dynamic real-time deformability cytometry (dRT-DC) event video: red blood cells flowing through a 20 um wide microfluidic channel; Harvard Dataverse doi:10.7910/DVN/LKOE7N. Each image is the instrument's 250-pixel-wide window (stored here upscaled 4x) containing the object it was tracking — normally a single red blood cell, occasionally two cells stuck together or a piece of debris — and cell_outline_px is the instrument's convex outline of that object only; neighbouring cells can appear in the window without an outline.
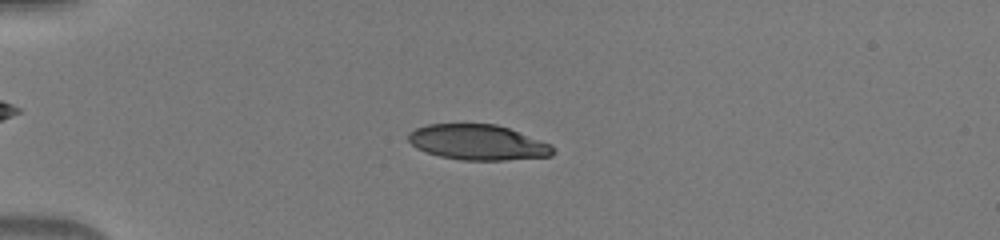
{"species": "human", "species_latin": "Homo sapiens", "temperature_condition": "warm", "stored_images_in_passage": 49, "camera_frame_rate_fps": 3000, "um_per_image_px": 0.085, "donor": {"sex": "male"}, "frame": {"image": 1, "passage_image": 13, "time_ms": 4.0, "image_size_px": [1000, 240], "cell_outline_px": [[556, 152], [552, 156], [504, 160], [460, 160], [440, 156], [416, 148], [408, 140], [408, 132], [416, 128], [428, 124], [496, 124], [508, 128], [552, 144]], "centroid_in_image_um": [40.64, 12.1], "position_along_channel_um": 44.4, "area_um2": 29.82}}
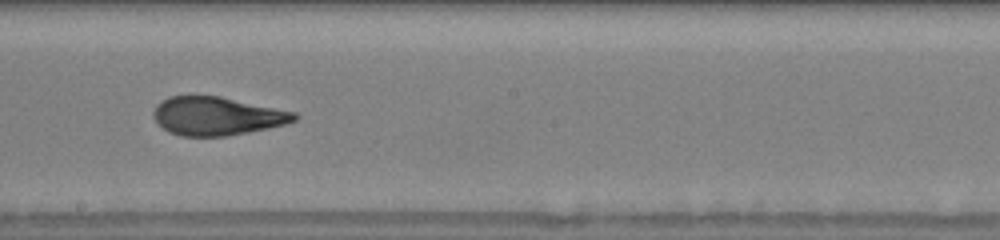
{"frame": {"image": 2, "passage_image": 29, "time_ms": 9.333, "image_size_px": [1000, 240], "cell_outline_px": [[296, 120], [284, 124], [268, 128], [248, 132], [224, 136], [180, 136], [168, 132], [152, 116], [152, 112], [156, 104], [160, 100], [172, 96], [220, 96], [296, 112]], "centroid_in_image_um": [18.4, 9.86], "position_along_channel_um": 229.8, "area_um2": 31.39}}
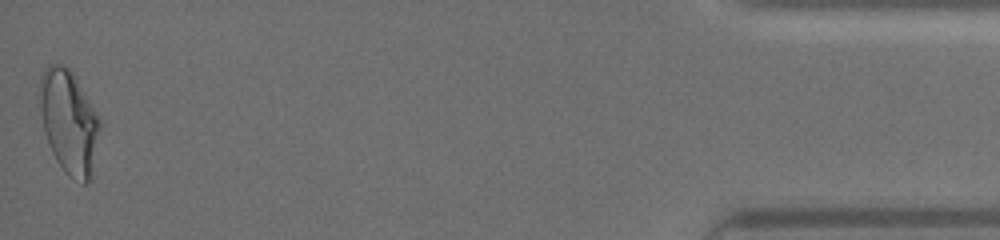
{"frame": {"image": 3, "passage_image": 49, "time_ms": 16.0, "image_size_px": [1000, 240], "cell_outline_px": [[100, 128], [92, 180], [84, 184], [68, 176], [64, 172], [56, 160], [52, 152], [44, 132], [36, 92], [40, 76], [44, 68], [48, 64], [60, 64], [68, 68], [76, 76], [100, 116]], "centroid_in_image_um": [5.85, 10.34], "position_along_channel_um": 429.3, "area_um2": 37.45}}